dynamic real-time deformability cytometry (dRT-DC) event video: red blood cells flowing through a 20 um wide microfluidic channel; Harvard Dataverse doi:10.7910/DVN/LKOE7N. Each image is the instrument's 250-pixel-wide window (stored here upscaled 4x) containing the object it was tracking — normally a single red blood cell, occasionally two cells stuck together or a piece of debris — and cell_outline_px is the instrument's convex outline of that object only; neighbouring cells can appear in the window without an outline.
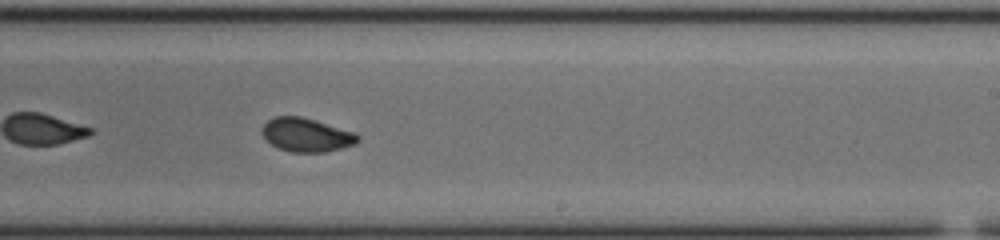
{"species": "common noctule bat (a hibernating species)", "species_latin": "Nyctalus noctula", "temperature_condition": "cold", "stored_images_in_passage": 53, "camera_frame_rate_fps": 3000, "um_per_image_px": 0.085, "animal": {"sex": "male", "body_mass_g": 20.0, "forearm_length_mm": 53.3}, "frame": {"image": 1, "passage_image": 31, "time_ms": 10.0, "image_size_px": [1000, 240], "cell_outline_px": [[360, 140], [356, 144], [324, 152], [292, 152], [276, 148], [260, 132], [264, 124], [268, 120], [276, 116], [300, 116], [352, 132], [360, 136]], "centroid_in_image_um": [26.02, 11.48], "position_along_channel_um": 263.0, "area_um2": 18.5}}
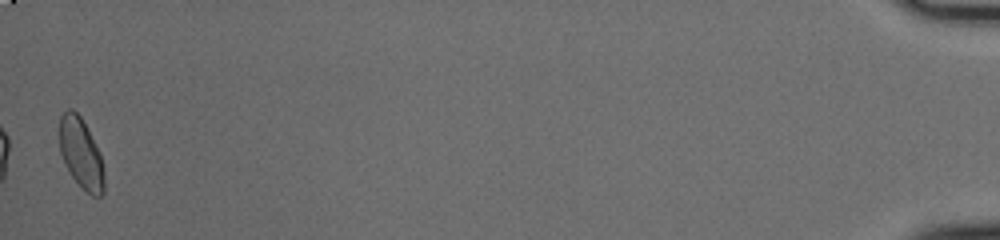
{"frame": {"image": 2, "passage_image": 53, "time_ms": 17.333, "image_size_px": [1000, 240], "cell_outline_px": [[104, 192], [100, 196], [92, 196], [72, 176], [60, 152], [60, 116], [68, 108], [72, 108], [80, 116], [100, 152], [104, 172]], "centroid_in_image_um": [6.9, 13.02], "position_along_channel_um": 428.3, "area_um2": 17.92}, "authors_computed_cell_mechanics": {"area_um2": 18.8428, "velocity_mm_per_s": 3.714, "shape_relaxation_time_tau1_ms": 5.5567, "shape_relaxation_time_tau2_ms": 1.4539, "deformation_change_tau1": 0.1373, "deformation_change_tau2": 0.0369}}